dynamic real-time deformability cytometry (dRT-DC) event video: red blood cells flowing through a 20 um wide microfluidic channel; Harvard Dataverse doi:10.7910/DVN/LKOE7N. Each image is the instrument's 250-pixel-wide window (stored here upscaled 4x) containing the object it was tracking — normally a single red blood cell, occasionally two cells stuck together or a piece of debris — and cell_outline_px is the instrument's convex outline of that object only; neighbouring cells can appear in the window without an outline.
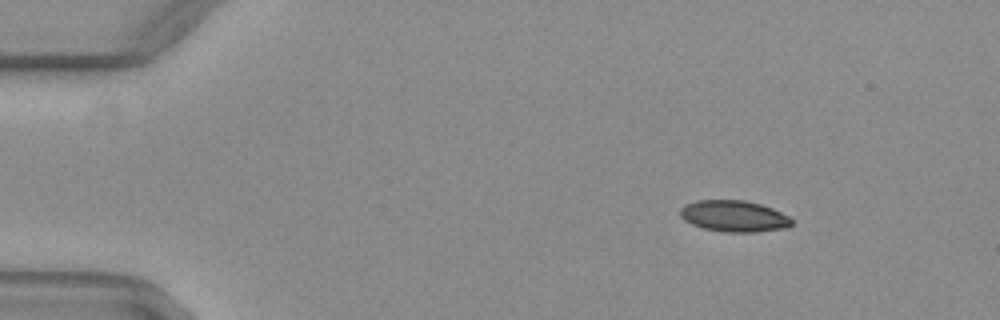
{"species": "common noctule bat (a hibernating species)", "species_latin": "Nyctalus noctula", "temperature_condition": "warm", "stored_images_in_passage": 35, "camera_frame_rate_fps": 3000, "um_per_image_px": 0.085, "animal": {"sex": "female", "body_mass_g": 29.2, "forearm_length_mm": 56.3}, "frame": {"image": 1, "passage_image": 1, "time_ms": 0.0, "image_size_px": [1000, 320], "cell_outline_px": [[792, 224], [788, 228], [756, 232], [724, 232], [704, 228], [692, 224], [684, 220], [680, 216], [680, 208], [684, 204], [696, 200], [744, 200], [760, 204], [772, 208], [788, 216], [792, 220]], "centroid_in_image_um": [62.38, 18.37], "position_along_channel_um": 22.6, "area_um2": 20.46}}
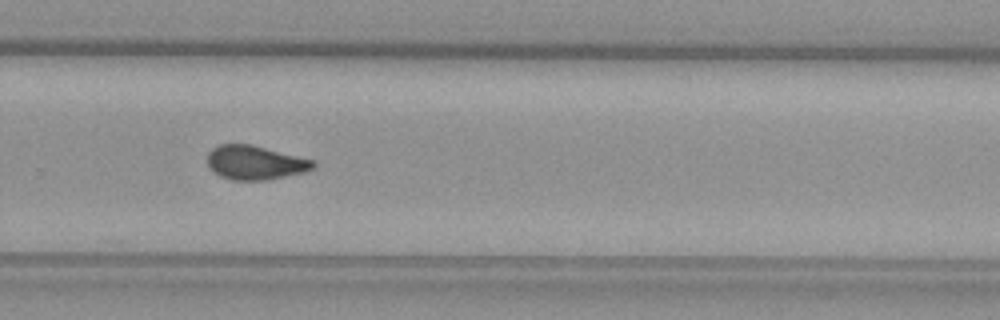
{"frame": {"image": 2, "passage_image": 29, "time_ms": 9.333, "image_size_px": [1000, 320], "cell_outline_px": [[316, 168], [304, 172], [268, 180], [232, 180], [220, 176], [208, 168], [208, 152], [212, 148], [220, 144], [252, 144], [316, 160]], "centroid_in_image_um": [21.72, 13.82], "position_along_channel_um": 308.1, "area_um2": 21.33}}
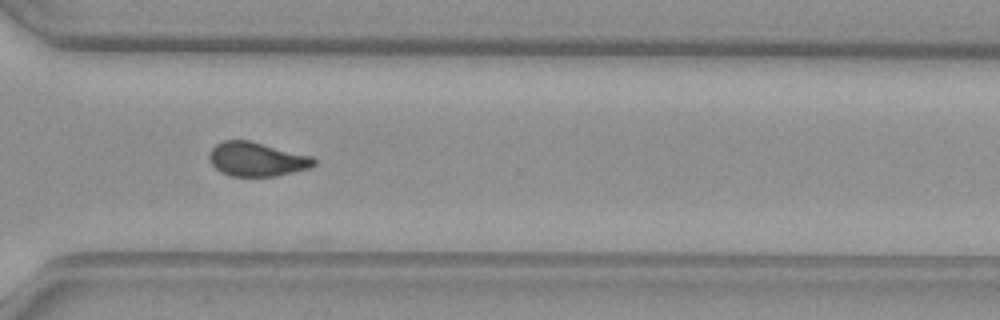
{"frame": {"image": 3, "passage_image": 32, "time_ms": 10.333, "image_size_px": [1000, 320], "cell_outline_px": [[316, 164], [312, 168], [276, 176], [228, 176], [220, 172], [208, 160], [208, 156], [212, 148], [216, 144], [224, 140], [252, 140], [312, 156], [316, 160]], "centroid_in_image_um": [21.84, 13.53], "position_along_channel_um": 348.8, "area_um2": 21.15}, "authors_computed_cell_mechanics": {"area_um2": 21.5594, "velocity_mm_per_s": 4.0503, "shape_relaxation_time_tau1_ms": 9.5304, "shape_relaxation_time_tau2_ms": 1.7137, "deformation_change_tau1": 0.2113, "deformation_change_tau2": 0.0663}}